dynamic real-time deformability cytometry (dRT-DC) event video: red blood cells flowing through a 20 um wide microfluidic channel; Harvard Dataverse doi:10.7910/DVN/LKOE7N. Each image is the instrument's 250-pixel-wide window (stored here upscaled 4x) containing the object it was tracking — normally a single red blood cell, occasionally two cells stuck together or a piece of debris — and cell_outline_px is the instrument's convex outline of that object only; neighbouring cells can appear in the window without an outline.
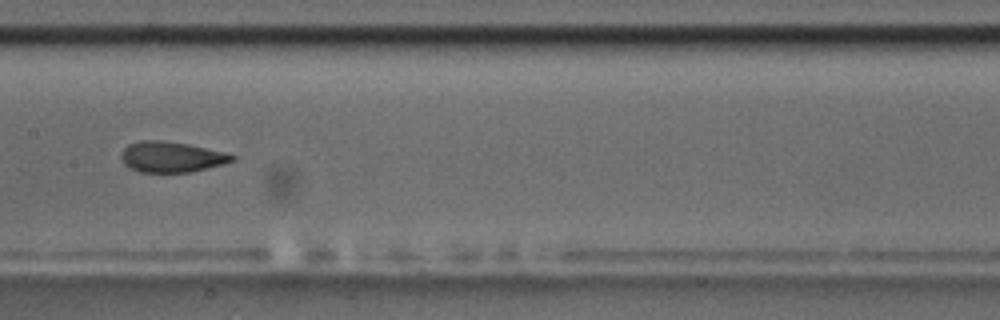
{"species": "common noctule bat (a hibernating species)", "species_latin": "Nyctalus noctula", "temperature_condition": "room temperature", "stored_images_in_passage": 33, "camera_frame_rate_fps": 3000, "um_per_image_px": 0.085, "animal": {"sex": "male", "body_mass_g": 17.5, "forearm_length_mm": 52.3}, "frame": {"image": 1, "passage_image": 15, "time_ms": 4.667, "image_size_px": [1000, 320], "cell_outline_px": [[236, 160], [224, 164], [188, 172], [140, 172], [128, 168], [124, 164], [120, 156], [124, 148], [128, 144], [140, 140], [160, 140], [188, 144], [224, 152], [236, 156]], "centroid_in_image_um": [14.55, 13.34], "position_along_channel_um": 192.9, "area_um2": 19.83}, "authors_computed_cell_mechanics": {"area_um2": 20.1144, "velocity_mm_per_s": 3.6202, "shape_relaxation_time_tau1_ms": 10.4764, "shape_relaxation_time_tau2_ms": 1.6849, "deformation_change_tau1": 0.236, "deformation_change_tau2": 0.0926}}